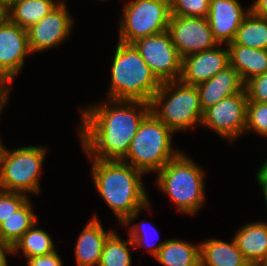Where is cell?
Returning <instances> with one entry per match:
<instances>
[{
    "label": "cell",
    "mask_w": 267,
    "mask_h": 266,
    "mask_svg": "<svg viewBox=\"0 0 267 266\" xmlns=\"http://www.w3.org/2000/svg\"><path fill=\"white\" fill-rule=\"evenodd\" d=\"M77 134L82 152L89 159L122 160L150 103L102 99L80 107Z\"/></svg>",
    "instance_id": "obj_1"
},
{
    "label": "cell",
    "mask_w": 267,
    "mask_h": 266,
    "mask_svg": "<svg viewBox=\"0 0 267 266\" xmlns=\"http://www.w3.org/2000/svg\"><path fill=\"white\" fill-rule=\"evenodd\" d=\"M90 174L96 192L111 209L118 224H122L133 212L146 207L150 202L146 175L121 160L88 159Z\"/></svg>",
    "instance_id": "obj_2"
},
{
    "label": "cell",
    "mask_w": 267,
    "mask_h": 266,
    "mask_svg": "<svg viewBox=\"0 0 267 266\" xmlns=\"http://www.w3.org/2000/svg\"><path fill=\"white\" fill-rule=\"evenodd\" d=\"M193 160L182 151L160 169L154 179L158 190L167 195L177 212L190 217L198 215L206 205L207 171Z\"/></svg>",
    "instance_id": "obj_3"
},
{
    "label": "cell",
    "mask_w": 267,
    "mask_h": 266,
    "mask_svg": "<svg viewBox=\"0 0 267 266\" xmlns=\"http://www.w3.org/2000/svg\"><path fill=\"white\" fill-rule=\"evenodd\" d=\"M116 44L106 99L150 103L161 83L133 44Z\"/></svg>",
    "instance_id": "obj_4"
},
{
    "label": "cell",
    "mask_w": 267,
    "mask_h": 266,
    "mask_svg": "<svg viewBox=\"0 0 267 266\" xmlns=\"http://www.w3.org/2000/svg\"><path fill=\"white\" fill-rule=\"evenodd\" d=\"M174 134L150 111L141 121L129 150L121 161L130 164L146 176L151 173L155 175L182 152L173 146Z\"/></svg>",
    "instance_id": "obj_5"
},
{
    "label": "cell",
    "mask_w": 267,
    "mask_h": 266,
    "mask_svg": "<svg viewBox=\"0 0 267 266\" xmlns=\"http://www.w3.org/2000/svg\"><path fill=\"white\" fill-rule=\"evenodd\" d=\"M150 111L175 134L201 127L204 113L197 87L180 80L161 83Z\"/></svg>",
    "instance_id": "obj_6"
},
{
    "label": "cell",
    "mask_w": 267,
    "mask_h": 266,
    "mask_svg": "<svg viewBox=\"0 0 267 266\" xmlns=\"http://www.w3.org/2000/svg\"><path fill=\"white\" fill-rule=\"evenodd\" d=\"M49 147L23 145L9 149L3 146L0 155V190L40 195L43 164Z\"/></svg>",
    "instance_id": "obj_7"
},
{
    "label": "cell",
    "mask_w": 267,
    "mask_h": 266,
    "mask_svg": "<svg viewBox=\"0 0 267 266\" xmlns=\"http://www.w3.org/2000/svg\"><path fill=\"white\" fill-rule=\"evenodd\" d=\"M118 20V41L132 44L137 39L168 30L170 0H125Z\"/></svg>",
    "instance_id": "obj_8"
},
{
    "label": "cell",
    "mask_w": 267,
    "mask_h": 266,
    "mask_svg": "<svg viewBox=\"0 0 267 266\" xmlns=\"http://www.w3.org/2000/svg\"><path fill=\"white\" fill-rule=\"evenodd\" d=\"M248 98L246 90L223 98L203 113L200 128L215 132L228 144L245 134Z\"/></svg>",
    "instance_id": "obj_9"
},
{
    "label": "cell",
    "mask_w": 267,
    "mask_h": 266,
    "mask_svg": "<svg viewBox=\"0 0 267 266\" xmlns=\"http://www.w3.org/2000/svg\"><path fill=\"white\" fill-rule=\"evenodd\" d=\"M160 83L179 80L182 59L167 31L132 43Z\"/></svg>",
    "instance_id": "obj_10"
},
{
    "label": "cell",
    "mask_w": 267,
    "mask_h": 266,
    "mask_svg": "<svg viewBox=\"0 0 267 266\" xmlns=\"http://www.w3.org/2000/svg\"><path fill=\"white\" fill-rule=\"evenodd\" d=\"M69 9L62 0L42 20L27 29L32 55L57 48L71 37L75 22Z\"/></svg>",
    "instance_id": "obj_11"
},
{
    "label": "cell",
    "mask_w": 267,
    "mask_h": 266,
    "mask_svg": "<svg viewBox=\"0 0 267 266\" xmlns=\"http://www.w3.org/2000/svg\"><path fill=\"white\" fill-rule=\"evenodd\" d=\"M168 32L181 59L219 45L207 18L171 15Z\"/></svg>",
    "instance_id": "obj_12"
},
{
    "label": "cell",
    "mask_w": 267,
    "mask_h": 266,
    "mask_svg": "<svg viewBox=\"0 0 267 266\" xmlns=\"http://www.w3.org/2000/svg\"><path fill=\"white\" fill-rule=\"evenodd\" d=\"M31 54L27 29L12 23L6 16L0 18V77L14 84Z\"/></svg>",
    "instance_id": "obj_13"
},
{
    "label": "cell",
    "mask_w": 267,
    "mask_h": 266,
    "mask_svg": "<svg viewBox=\"0 0 267 266\" xmlns=\"http://www.w3.org/2000/svg\"><path fill=\"white\" fill-rule=\"evenodd\" d=\"M228 65L227 45L219 44L213 49L183 58L179 80L185 84L197 86L214 77Z\"/></svg>",
    "instance_id": "obj_14"
},
{
    "label": "cell",
    "mask_w": 267,
    "mask_h": 266,
    "mask_svg": "<svg viewBox=\"0 0 267 266\" xmlns=\"http://www.w3.org/2000/svg\"><path fill=\"white\" fill-rule=\"evenodd\" d=\"M249 13L250 5L244 7L240 0H210L207 19L218 44L232 43Z\"/></svg>",
    "instance_id": "obj_15"
},
{
    "label": "cell",
    "mask_w": 267,
    "mask_h": 266,
    "mask_svg": "<svg viewBox=\"0 0 267 266\" xmlns=\"http://www.w3.org/2000/svg\"><path fill=\"white\" fill-rule=\"evenodd\" d=\"M113 231L114 229L105 230L99 216L94 213L75 242L76 266H98L104 243Z\"/></svg>",
    "instance_id": "obj_16"
},
{
    "label": "cell",
    "mask_w": 267,
    "mask_h": 266,
    "mask_svg": "<svg viewBox=\"0 0 267 266\" xmlns=\"http://www.w3.org/2000/svg\"><path fill=\"white\" fill-rule=\"evenodd\" d=\"M200 104L203 112L223 98L240 93L245 89L239 73L230 65L225 67L214 77L197 86Z\"/></svg>",
    "instance_id": "obj_17"
},
{
    "label": "cell",
    "mask_w": 267,
    "mask_h": 266,
    "mask_svg": "<svg viewBox=\"0 0 267 266\" xmlns=\"http://www.w3.org/2000/svg\"><path fill=\"white\" fill-rule=\"evenodd\" d=\"M234 239L250 266H259L267 258V220L245 223L234 231Z\"/></svg>",
    "instance_id": "obj_18"
},
{
    "label": "cell",
    "mask_w": 267,
    "mask_h": 266,
    "mask_svg": "<svg viewBox=\"0 0 267 266\" xmlns=\"http://www.w3.org/2000/svg\"><path fill=\"white\" fill-rule=\"evenodd\" d=\"M202 266H250L232 237L230 242L217 238L200 241Z\"/></svg>",
    "instance_id": "obj_19"
},
{
    "label": "cell",
    "mask_w": 267,
    "mask_h": 266,
    "mask_svg": "<svg viewBox=\"0 0 267 266\" xmlns=\"http://www.w3.org/2000/svg\"><path fill=\"white\" fill-rule=\"evenodd\" d=\"M229 65L246 83L251 78L267 72V49H254L242 45H227Z\"/></svg>",
    "instance_id": "obj_20"
},
{
    "label": "cell",
    "mask_w": 267,
    "mask_h": 266,
    "mask_svg": "<svg viewBox=\"0 0 267 266\" xmlns=\"http://www.w3.org/2000/svg\"><path fill=\"white\" fill-rule=\"evenodd\" d=\"M150 202L146 207L133 212L122 224H120L124 229H127V236L131 239L134 244V249L146 248L147 252L153 256V258L158 254L161 247L166 242V239L159 240V232L157 227L153 226L151 222L148 223L145 219L135 223V220L138 219L139 215L143 210L152 212L151 207L153 204ZM157 238V239H156Z\"/></svg>",
    "instance_id": "obj_21"
},
{
    "label": "cell",
    "mask_w": 267,
    "mask_h": 266,
    "mask_svg": "<svg viewBox=\"0 0 267 266\" xmlns=\"http://www.w3.org/2000/svg\"><path fill=\"white\" fill-rule=\"evenodd\" d=\"M154 259L162 266H198L200 265V242L169 238Z\"/></svg>",
    "instance_id": "obj_22"
},
{
    "label": "cell",
    "mask_w": 267,
    "mask_h": 266,
    "mask_svg": "<svg viewBox=\"0 0 267 266\" xmlns=\"http://www.w3.org/2000/svg\"><path fill=\"white\" fill-rule=\"evenodd\" d=\"M62 0H15L5 9V16L21 28L28 29L48 15Z\"/></svg>",
    "instance_id": "obj_23"
},
{
    "label": "cell",
    "mask_w": 267,
    "mask_h": 266,
    "mask_svg": "<svg viewBox=\"0 0 267 266\" xmlns=\"http://www.w3.org/2000/svg\"><path fill=\"white\" fill-rule=\"evenodd\" d=\"M36 222L29 228L12 247L14 256H22L25 259L34 256H43L57 250L52 236L46 230L39 227Z\"/></svg>",
    "instance_id": "obj_24"
},
{
    "label": "cell",
    "mask_w": 267,
    "mask_h": 266,
    "mask_svg": "<svg viewBox=\"0 0 267 266\" xmlns=\"http://www.w3.org/2000/svg\"><path fill=\"white\" fill-rule=\"evenodd\" d=\"M34 202L31 198L9 218L0 224V240L14 246L21 236L39 220L34 212Z\"/></svg>",
    "instance_id": "obj_25"
},
{
    "label": "cell",
    "mask_w": 267,
    "mask_h": 266,
    "mask_svg": "<svg viewBox=\"0 0 267 266\" xmlns=\"http://www.w3.org/2000/svg\"><path fill=\"white\" fill-rule=\"evenodd\" d=\"M254 49H267V19H262L251 12L244 18L232 43Z\"/></svg>",
    "instance_id": "obj_26"
},
{
    "label": "cell",
    "mask_w": 267,
    "mask_h": 266,
    "mask_svg": "<svg viewBox=\"0 0 267 266\" xmlns=\"http://www.w3.org/2000/svg\"><path fill=\"white\" fill-rule=\"evenodd\" d=\"M116 229L106 239L98 266H132L131 249L134 244L131 239H123Z\"/></svg>",
    "instance_id": "obj_27"
},
{
    "label": "cell",
    "mask_w": 267,
    "mask_h": 266,
    "mask_svg": "<svg viewBox=\"0 0 267 266\" xmlns=\"http://www.w3.org/2000/svg\"><path fill=\"white\" fill-rule=\"evenodd\" d=\"M249 132L267 140V103L248 101L245 133Z\"/></svg>",
    "instance_id": "obj_28"
},
{
    "label": "cell",
    "mask_w": 267,
    "mask_h": 266,
    "mask_svg": "<svg viewBox=\"0 0 267 266\" xmlns=\"http://www.w3.org/2000/svg\"><path fill=\"white\" fill-rule=\"evenodd\" d=\"M210 0H170L171 15L207 18Z\"/></svg>",
    "instance_id": "obj_29"
},
{
    "label": "cell",
    "mask_w": 267,
    "mask_h": 266,
    "mask_svg": "<svg viewBox=\"0 0 267 266\" xmlns=\"http://www.w3.org/2000/svg\"><path fill=\"white\" fill-rule=\"evenodd\" d=\"M30 197L23 193L0 190V224L20 209Z\"/></svg>",
    "instance_id": "obj_30"
},
{
    "label": "cell",
    "mask_w": 267,
    "mask_h": 266,
    "mask_svg": "<svg viewBox=\"0 0 267 266\" xmlns=\"http://www.w3.org/2000/svg\"><path fill=\"white\" fill-rule=\"evenodd\" d=\"M245 90L248 101L267 103V72L247 81Z\"/></svg>",
    "instance_id": "obj_31"
},
{
    "label": "cell",
    "mask_w": 267,
    "mask_h": 266,
    "mask_svg": "<svg viewBox=\"0 0 267 266\" xmlns=\"http://www.w3.org/2000/svg\"><path fill=\"white\" fill-rule=\"evenodd\" d=\"M56 250L43 256H34L26 259V266H64V261Z\"/></svg>",
    "instance_id": "obj_32"
},
{
    "label": "cell",
    "mask_w": 267,
    "mask_h": 266,
    "mask_svg": "<svg viewBox=\"0 0 267 266\" xmlns=\"http://www.w3.org/2000/svg\"><path fill=\"white\" fill-rule=\"evenodd\" d=\"M13 85L12 82L6 79H0V118L11 99L10 96H12L11 93L13 92L12 90H14V88H12Z\"/></svg>",
    "instance_id": "obj_33"
},
{
    "label": "cell",
    "mask_w": 267,
    "mask_h": 266,
    "mask_svg": "<svg viewBox=\"0 0 267 266\" xmlns=\"http://www.w3.org/2000/svg\"><path fill=\"white\" fill-rule=\"evenodd\" d=\"M258 168L255 174L256 182L261 187L263 196H267V158Z\"/></svg>",
    "instance_id": "obj_34"
},
{
    "label": "cell",
    "mask_w": 267,
    "mask_h": 266,
    "mask_svg": "<svg viewBox=\"0 0 267 266\" xmlns=\"http://www.w3.org/2000/svg\"><path fill=\"white\" fill-rule=\"evenodd\" d=\"M250 12L262 19H267V0H254L250 5Z\"/></svg>",
    "instance_id": "obj_35"
},
{
    "label": "cell",
    "mask_w": 267,
    "mask_h": 266,
    "mask_svg": "<svg viewBox=\"0 0 267 266\" xmlns=\"http://www.w3.org/2000/svg\"><path fill=\"white\" fill-rule=\"evenodd\" d=\"M8 255L13 256L12 246L0 240V266H8Z\"/></svg>",
    "instance_id": "obj_36"
},
{
    "label": "cell",
    "mask_w": 267,
    "mask_h": 266,
    "mask_svg": "<svg viewBox=\"0 0 267 266\" xmlns=\"http://www.w3.org/2000/svg\"><path fill=\"white\" fill-rule=\"evenodd\" d=\"M15 0H0V5L6 9L8 8Z\"/></svg>",
    "instance_id": "obj_37"
},
{
    "label": "cell",
    "mask_w": 267,
    "mask_h": 266,
    "mask_svg": "<svg viewBox=\"0 0 267 266\" xmlns=\"http://www.w3.org/2000/svg\"><path fill=\"white\" fill-rule=\"evenodd\" d=\"M5 16V9L0 5V18Z\"/></svg>",
    "instance_id": "obj_38"
},
{
    "label": "cell",
    "mask_w": 267,
    "mask_h": 266,
    "mask_svg": "<svg viewBox=\"0 0 267 266\" xmlns=\"http://www.w3.org/2000/svg\"><path fill=\"white\" fill-rule=\"evenodd\" d=\"M3 146H4V144H3V138L0 136V155H1V151L3 149Z\"/></svg>",
    "instance_id": "obj_39"
},
{
    "label": "cell",
    "mask_w": 267,
    "mask_h": 266,
    "mask_svg": "<svg viewBox=\"0 0 267 266\" xmlns=\"http://www.w3.org/2000/svg\"><path fill=\"white\" fill-rule=\"evenodd\" d=\"M259 266H267V258Z\"/></svg>",
    "instance_id": "obj_40"
},
{
    "label": "cell",
    "mask_w": 267,
    "mask_h": 266,
    "mask_svg": "<svg viewBox=\"0 0 267 266\" xmlns=\"http://www.w3.org/2000/svg\"><path fill=\"white\" fill-rule=\"evenodd\" d=\"M263 197H264V202H265L266 210H267V196H263Z\"/></svg>",
    "instance_id": "obj_41"
},
{
    "label": "cell",
    "mask_w": 267,
    "mask_h": 266,
    "mask_svg": "<svg viewBox=\"0 0 267 266\" xmlns=\"http://www.w3.org/2000/svg\"><path fill=\"white\" fill-rule=\"evenodd\" d=\"M96 1H101V2H105L106 3V1L108 2L109 0H96Z\"/></svg>",
    "instance_id": "obj_42"
}]
</instances>
